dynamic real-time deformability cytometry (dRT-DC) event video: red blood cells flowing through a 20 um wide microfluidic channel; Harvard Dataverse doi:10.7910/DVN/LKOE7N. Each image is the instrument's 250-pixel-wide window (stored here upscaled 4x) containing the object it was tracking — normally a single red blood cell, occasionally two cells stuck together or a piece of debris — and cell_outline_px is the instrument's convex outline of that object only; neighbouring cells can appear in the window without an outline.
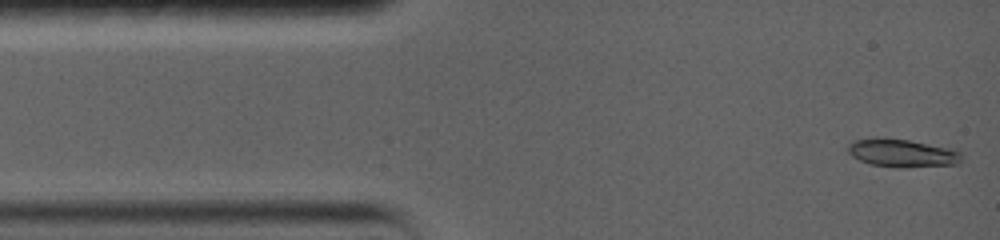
{"species": "common noctule bat (a hibernating species)", "species_latin": "Nyctalus noctula", "temperature_condition": "warm", "stored_images_in_passage": 26, "camera_frame_rate_fps": 5000, "um_per_image_px": 0.085, "animal": {"sex": "female", "body_mass_g": 19.0, "forearm_length_mm": 56.7}, "frame": {"image": 1, "passage_image": 1, "time_ms": 0.0, "image_size_px": [1000, 240], "cell_outline_px": [[960, 164], [904, 168], [896, 168], [872, 164], [860, 160], [852, 156], [848, 152], [848, 144], [852, 140], [908, 140], [956, 148], [960, 152]], "centroid_in_image_um": [76.77, 13.05], "position_along_channel_um": 8.2, "area_um2": 18.26}}
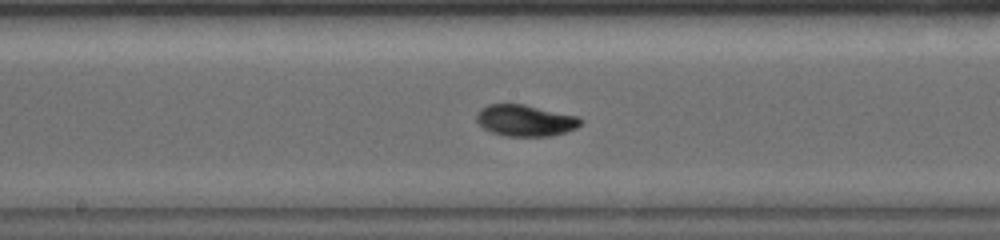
{"frame": {"image": 2, "passage_image": 15, "time_ms": 7.2, "image_size_px": [1000, 240], "cell_outline_px": [[584, 120], [576, 128], [552, 136], [504, 136], [492, 132], [484, 128], [476, 120], [476, 112], [480, 108], [488, 104], [524, 104], [580, 116]], "centroid_in_image_um": [44.66, 10.23], "position_along_channel_um": 203.5, "area_um2": 19.25}}
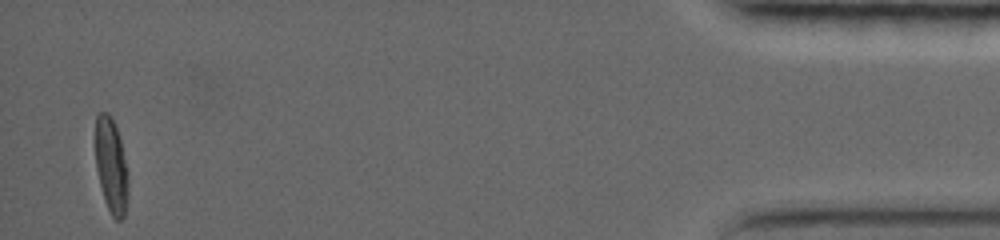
{"frame": {"image": 3, "passage_image": 26, "time_ms": 16.2, "image_size_px": [1000, 240], "cell_outline_px": [[128, 180], [124, 216], [120, 220], [116, 220], [112, 216], [104, 200], [96, 168], [96, 116], [100, 112], [108, 112], [112, 116], [116, 124], [128, 172]], "centroid_in_image_um": [9.45, 14.04], "position_along_channel_um": 425.8, "area_um2": 17.98}, "authors_computed_cell_mechanics": {"area_um2": 18.1492, "velocity_mm_per_s": 3.7054, "shape_relaxation_time_tau1_ms": 4.121, "shape_relaxation_time_tau2_ms": 8.4344, "deformation_change_tau1": 0.1787, "deformation_change_tau2": 0.0885}}